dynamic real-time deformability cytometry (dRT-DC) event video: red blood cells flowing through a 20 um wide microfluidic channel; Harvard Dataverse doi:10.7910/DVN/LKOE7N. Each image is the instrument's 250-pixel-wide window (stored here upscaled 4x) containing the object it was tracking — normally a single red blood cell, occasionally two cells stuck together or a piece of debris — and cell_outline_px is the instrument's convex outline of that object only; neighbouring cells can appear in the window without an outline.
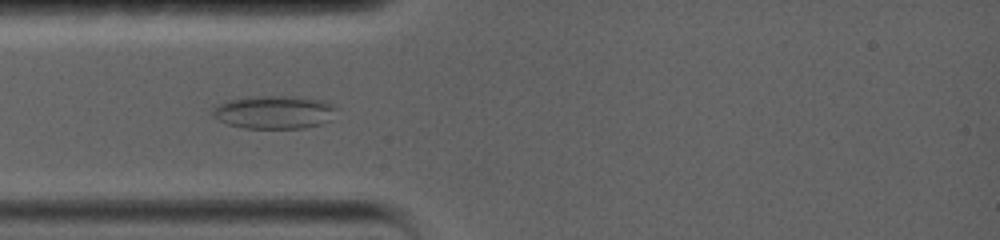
{"species": "common noctule bat (a hibernating species)", "species_latin": "Nyctalus noctula", "temperature_condition": "warm", "stored_images_in_passage": 10, "camera_frame_rate_fps": 5000, "um_per_image_px": 0.085, "animal": {"sex": "female", "body_mass_g": 19.0, "forearm_length_mm": 56.7}, "frame": {"image": 1, "passage_image": 5, "time_ms": 3.6, "image_size_px": [1000, 240], "cell_outline_px": [[340, 108], [332, 120], [320, 124], [304, 128], [244, 128], [228, 124], [212, 116], [212, 104], [228, 100], [252, 96], [300, 96], [324, 100]], "centroid_in_image_um": [23.34, 9.52], "position_along_channel_um": 61.7, "area_um2": 24.57}}
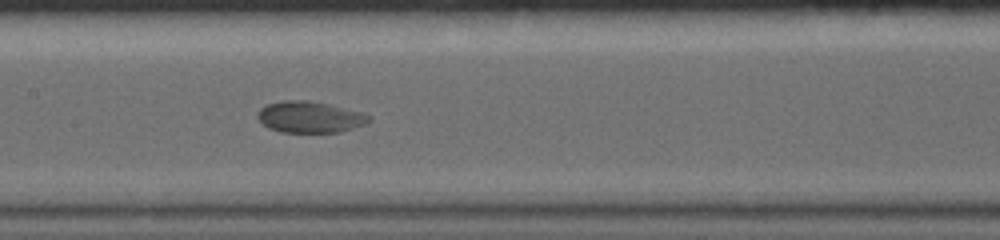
{"frame": {"image": 2, "passage_image": 9, "time_ms": 7.0, "image_size_px": [1000, 240], "cell_outline_px": [[372, 120], [364, 124], [340, 132], [280, 132], [268, 128], [256, 116], [256, 112], [264, 104], [280, 100], [308, 100], [328, 104], [364, 112], [372, 116]], "centroid_in_image_um": [26.32, 9.93], "position_along_channel_um": 181.1, "area_um2": 20.63}}
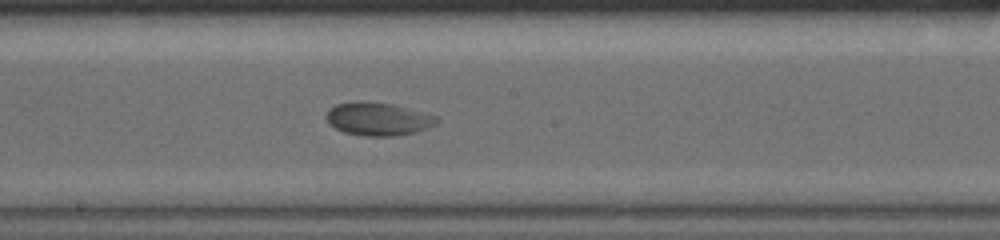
{"frame": {"image": 3, "passage_image": 10, "time_ms": 8.0, "image_size_px": [1000, 240], "cell_outline_px": [[440, 120], [436, 124], [416, 132], [396, 136], [364, 136], [344, 132], [328, 124], [324, 116], [328, 108], [336, 104], [356, 100], [360, 100], [396, 104], [436, 116]], "centroid_in_image_um": [32.09, 10.09], "position_along_channel_um": 216.1, "area_um2": 21.73}}